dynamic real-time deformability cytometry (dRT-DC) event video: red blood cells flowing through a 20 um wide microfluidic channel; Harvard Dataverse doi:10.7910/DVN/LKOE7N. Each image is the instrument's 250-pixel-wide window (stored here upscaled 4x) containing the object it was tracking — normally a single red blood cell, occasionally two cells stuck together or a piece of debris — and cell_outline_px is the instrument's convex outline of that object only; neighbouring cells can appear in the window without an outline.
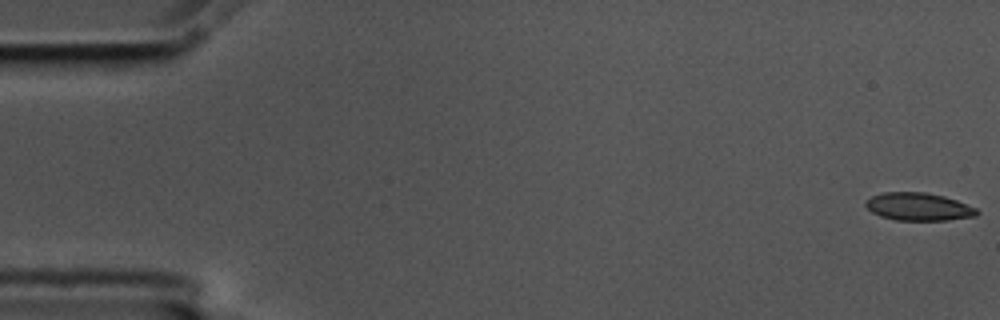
{"species": "common noctule bat (a hibernating species)", "species_latin": "Nyctalus noctula", "temperature_condition": "cold", "stored_images_in_passage": 57, "camera_frame_rate_fps": 3000, "um_per_image_px": 0.085, "animal": {"sex": "male", "body_mass_g": 17.5, "forearm_length_mm": 52.3}, "frame": {"image": 1, "passage_image": 1, "time_ms": 0.0, "image_size_px": [1000, 320], "cell_outline_px": [[980, 212], [976, 216], [948, 220], [896, 220], [880, 216], [872, 212], [864, 204], [864, 200], [872, 196], [884, 192], [924, 192], [944, 196], [956, 200], [976, 208]], "centroid_in_image_um": [78.06, 17.57], "position_along_channel_um": 6.9, "area_um2": 18.03}}
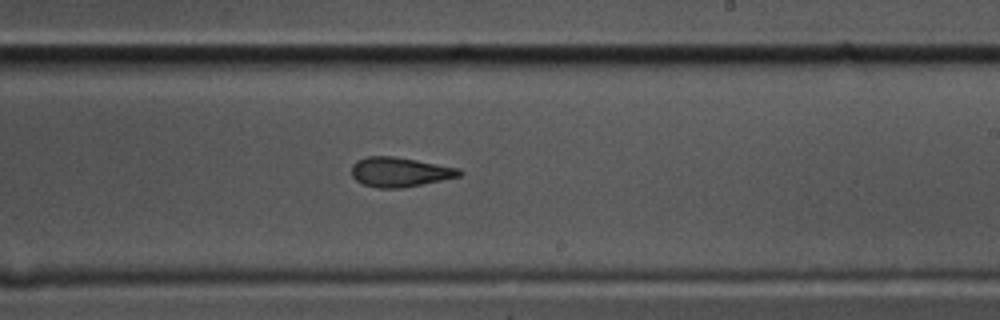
{"frame": {"image": 2, "passage_image": 34, "time_ms": 11.0, "image_size_px": [1000, 320], "cell_outline_px": [[464, 172], [460, 176], [424, 184], [404, 188], [376, 188], [364, 184], [356, 180], [352, 176], [352, 164], [356, 160], [368, 156], [396, 156], [460, 168]], "centroid_in_image_um": [33.99, 14.62], "position_along_channel_um": 255.0, "area_um2": 18.79}}
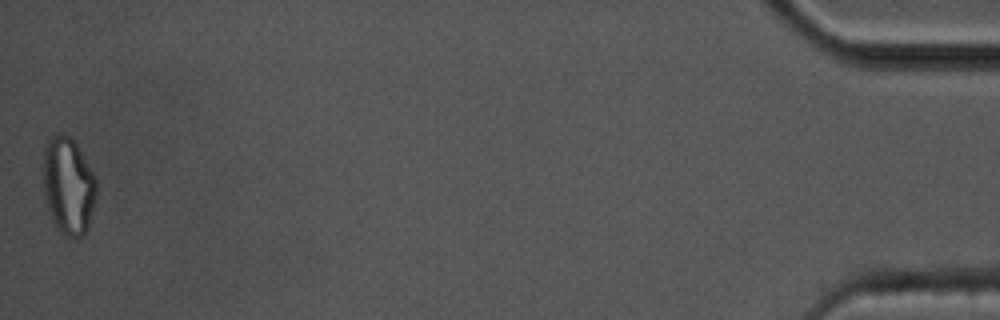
{"frame": {"image": 3, "passage_image": 57, "time_ms": 18.667, "image_size_px": [1000, 320], "cell_outline_px": [[96, 196], [88, 228], [80, 236], [64, 236], [56, 228], [52, 220], [44, 196], [44, 148], [48, 140], [52, 136], [72, 136], [92, 172], [96, 180]], "centroid_in_image_um": [5.8, 15.82], "position_along_channel_um": 429.4, "area_um2": 29.71}, "authors_computed_cell_mechanics": {"area_um2": 18.9006, "velocity_mm_per_s": 3.5304, "shape_relaxation_time_tau1_ms": 6.9341, "shape_relaxation_time_tau2_ms": 1.7578, "deformation_change_tau1": 0.1818, "deformation_change_tau2": 0.0784}}